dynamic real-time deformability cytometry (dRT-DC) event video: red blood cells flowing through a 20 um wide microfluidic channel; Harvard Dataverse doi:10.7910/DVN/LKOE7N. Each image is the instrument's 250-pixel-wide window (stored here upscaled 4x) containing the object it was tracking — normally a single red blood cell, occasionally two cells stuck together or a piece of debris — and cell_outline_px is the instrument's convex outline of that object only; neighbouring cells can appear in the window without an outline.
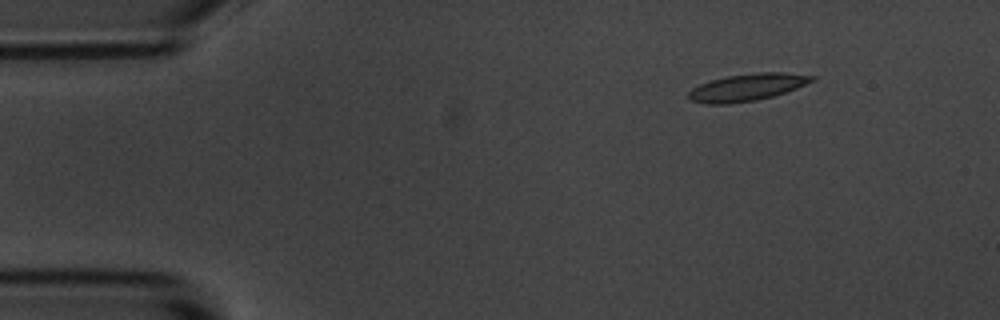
{"species": "common noctule bat (a hibernating species)", "species_latin": "Nyctalus noctula", "temperature_condition": "room temperature", "stored_images_in_passage": 13, "camera_frame_rate_fps": 3000, "um_per_image_px": 0.085, "animal": {"sex": "male", "body_mass_g": 20.1, "forearm_length_mm": 53.5}, "frame": {"image": 1, "passage_image": 1, "time_ms": 0.0, "image_size_px": [1000, 320], "cell_outline_px": [[816, 80], [796, 88], [772, 96], [756, 100], [728, 104], [708, 104], [692, 100], [688, 96], [688, 92], [692, 88], [700, 84], [712, 80], [728, 76], [760, 72], [784, 72], [816, 76]], "centroid_in_image_um": [63.53, 7.41], "position_along_channel_um": 21.5, "area_um2": 19.31}}
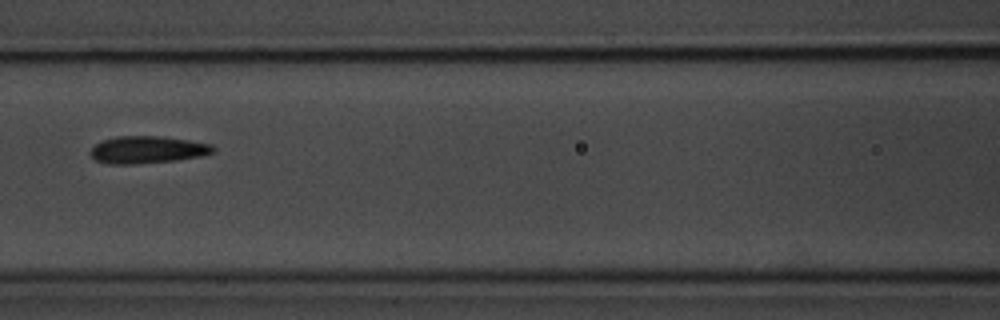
{"frame": {"image": 2, "passage_image": 5, "time_ms": 5.667, "image_size_px": [1000, 320], "cell_outline_px": [[216, 152], [200, 156], [176, 160], [136, 164], [108, 164], [96, 160], [88, 152], [100, 140], [116, 136], [160, 136], [188, 140], [212, 144], [216, 148]], "centroid_in_image_um": [12.53, 12.72], "position_along_channel_um": 154.1, "area_um2": 19.65}}
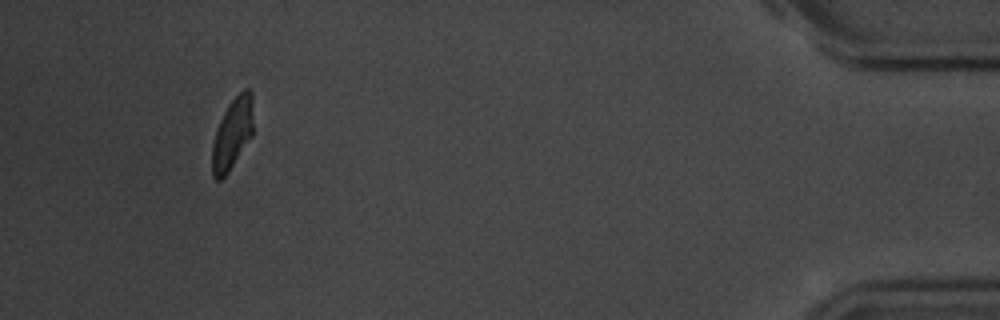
{"frame": {"image": 3, "passage_image": 12, "time_ms": 14.667, "image_size_px": [1000, 320], "cell_outline_px": [[252, 136], [228, 172], [220, 180], [216, 180], [212, 176], [212, 144], [216, 128], [228, 104], [244, 88], [248, 88], [252, 92]], "centroid_in_image_um": [19.74, 11.36], "position_along_channel_um": 415.5, "area_um2": 16.99}, "authors_computed_cell_mechanics": {"area_um2": 19.1318, "velocity_mm_per_s": 3.6656, "shape_relaxation_time_tau1_ms": 2.219, "shape_relaxation_time_tau2_ms": 1.2807, "deformation_change_tau1": 0.1069, "deformation_change_tau2": 0.067}}